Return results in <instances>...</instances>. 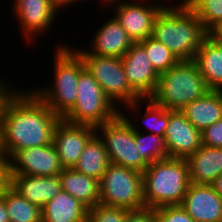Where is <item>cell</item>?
I'll list each match as a JSON object with an SVG mask.
<instances>
[{"label":"cell","instance_id":"83f0119b","mask_svg":"<svg viewBox=\"0 0 222 222\" xmlns=\"http://www.w3.org/2000/svg\"><path fill=\"white\" fill-rule=\"evenodd\" d=\"M139 43L145 48L149 61L159 74L168 71L179 61L164 44L152 36Z\"/></svg>","mask_w":222,"mask_h":222},{"label":"cell","instance_id":"603a6c76","mask_svg":"<svg viewBox=\"0 0 222 222\" xmlns=\"http://www.w3.org/2000/svg\"><path fill=\"white\" fill-rule=\"evenodd\" d=\"M88 208L68 192L61 190L42 208V222H85Z\"/></svg>","mask_w":222,"mask_h":222},{"label":"cell","instance_id":"e0dca14e","mask_svg":"<svg viewBox=\"0 0 222 222\" xmlns=\"http://www.w3.org/2000/svg\"><path fill=\"white\" fill-rule=\"evenodd\" d=\"M96 30L87 53L121 58L134 43L113 15Z\"/></svg>","mask_w":222,"mask_h":222},{"label":"cell","instance_id":"9c48e42d","mask_svg":"<svg viewBox=\"0 0 222 222\" xmlns=\"http://www.w3.org/2000/svg\"><path fill=\"white\" fill-rule=\"evenodd\" d=\"M95 131L107 149L111 163L144 172L148 164L135 145V131L120 113L114 119L95 127Z\"/></svg>","mask_w":222,"mask_h":222},{"label":"cell","instance_id":"836d02e7","mask_svg":"<svg viewBox=\"0 0 222 222\" xmlns=\"http://www.w3.org/2000/svg\"><path fill=\"white\" fill-rule=\"evenodd\" d=\"M10 187V173L7 164L0 163V198H3L5 191Z\"/></svg>","mask_w":222,"mask_h":222},{"label":"cell","instance_id":"d4e9b609","mask_svg":"<svg viewBox=\"0 0 222 222\" xmlns=\"http://www.w3.org/2000/svg\"><path fill=\"white\" fill-rule=\"evenodd\" d=\"M110 163L107 149L95 134L85 145L73 169L100 181Z\"/></svg>","mask_w":222,"mask_h":222},{"label":"cell","instance_id":"9a60e30c","mask_svg":"<svg viewBox=\"0 0 222 222\" xmlns=\"http://www.w3.org/2000/svg\"><path fill=\"white\" fill-rule=\"evenodd\" d=\"M169 157L186 159L202 145L201 131L197 130L181 110H169V124L165 135Z\"/></svg>","mask_w":222,"mask_h":222},{"label":"cell","instance_id":"8992f818","mask_svg":"<svg viewBox=\"0 0 222 222\" xmlns=\"http://www.w3.org/2000/svg\"><path fill=\"white\" fill-rule=\"evenodd\" d=\"M76 92L74 106L62 117L68 123L97 127L120 113L86 68L80 72Z\"/></svg>","mask_w":222,"mask_h":222},{"label":"cell","instance_id":"277c9868","mask_svg":"<svg viewBox=\"0 0 222 222\" xmlns=\"http://www.w3.org/2000/svg\"><path fill=\"white\" fill-rule=\"evenodd\" d=\"M56 47L52 84L49 83L50 85L43 88H33V91L62 118L76 102L77 81L85 66L81 56L73 47L70 48L65 43L61 45L58 43Z\"/></svg>","mask_w":222,"mask_h":222},{"label":"cell","instance_id":"52a82bcc","mask_svg":"<svg viewBox=\"0 0 222 222\" xmlns=\"http://www.w3.org/2000/svg\"><path fill=\"white\" fill-rule=\"evenodd\" d=\"M73 49L81 56L85 68L116 107L131 104L142 98L129 85L121 58L90 54L81 47Z\"/></svg>","mask_w":222,"mask_h":222},{"label":"cell","instance_id":"ba28073f","mask_svg":"<svg viewBox=\"0 0 222 222\" xmlns=\"http://www.w3.org/2000/svg\"><path fill=\"white\" fill-rule=\"evenodd\" d=\"M99 203L136 210L145 207L141 172L110 163L99 181Z\"/></svg>","mask_w":222,"mask_h":222},{"label":"cell","instance_id":"e575fe53","mask_svg":"<svg viewBox=\"0 0 222 222\" xmlns=\"http://www.w3.org/2000/svg\"><path fill=\"white\" fill-rule=\"evenodd\" d=\"M9 85L10 83L9 84H7V82L5 83L3 78L1 79L0 77V107L6 95L12 90L11 89L12 86Z\"/></svg>","mask_w":222,"mask_h":222},{"label":"cell","instance_id":"d6986e66","mask_svg":"<svg viewBox=\"0 0 222 222\" xmlns=\"http://www.w3.org/2000/svg\"><path fill=\"white\" fill-rule=\"evenodd\" d=\"M189 180L192 184L210 185L222 174V148L201 145L186 158Z\"/></svg>","mask_w":222,"mask_h":222},{"label":"cell","instance_id":"cb8c5ba5","mask_svg":"<svg viewBox=\"0 0 222 222\" xmlns=\"http://www.w3.org/2000/svg\"><path fill=\"white\" fill-rule=\"evenodd\" d=\"M62 190L71 194L87 208L99 203V180L79 173L73 168L63 169L59 174Z\"/></svg>","mask_w":222,"mask_h":222},{"label":"cell","instance_id":"74e56055","mask_svg":"<svg viewBox=\"0 0 222 222\" xmlns=\"http://www.w3.org/2000/svg\"><path fill=\"white\" fill-rule=\"evenodd\" d=\"M210 185L217 194L222 197V174H220Z\"/></svg>","mask_w":222,"mask_h":222},{"label":"cell","instance_id":"4dcf8cb0","mask_svg":"<svg viewBox=\"0 0 222 222\" xmlns=\"http://www.w3.org/2000/svg\"><path fill=\"white\" fill-rule=\"evenodd\" d=\"M155 222H195L180 206H162L155 208Z\"/></svg>","mask_w":222,"mask_h":222},{"label":"cell","instance_id":"f1b7e54d","mask_svg":"<svg viewBox=\"0 0 222 222\" xmlns=\"http://www.w3.org/2000/svg\"><path fill=\"white\" fill-rule=\"evenodd\" d=\"M147 108L144 115L141 114V123L148 127V132L155 135H165L167 126L169 124V109L164 106L156 104L150 97L147 98ZM151 131V132H150Z\"/></svg>","mask_w":222,"mask_h":222},{"label":"cell","instance_id":"ffe728a7","mask_svg":"<svg viewBox=\"0 0 222 222\" xmlns=\"http://www.w3.org/2000/svg\"><path fill=\"white\" fill-rule=\"evenodd\" d=\"M145 102H147V98H140L139 100L131 104L124 105L126 107L124 109H127V110L130 109L129 115H131V113L133 115L137 111V113L135 114L136 116L133 115L134 117H132L133 119L135 118V120H133L130 116L127 117L126 113L124 114L121 109H120L121 111L120 114L128 121V123L132 126L133 130L135 131V145L137 147V150L139 151V154L142 157V159L149 165L157 160L166 159L169 157V155L167 153L165 138L163 136L155 135L153 133L142 134L140 129H138L135 125L136 118L141 117L140 114L142 113L141 112L142 110L140 108L142 106L140 105H143L141 103H145Z\"/></svg>","mask_w":222,"mask_h":222},{"label":"cell","instance_id":"8d00e7d4","mask_svg":"<svg viewBox=\"0 0 222 222\" xmlns=\"http://www.w3.org/2000/svg\"><path fill=\"white\" fill-rule=\"evenodd\" d=\"M78 1L81 2L83 0H54L55 4L59 10H62V8L64 9L65 7L70 6L71 4H74L75 2L79 3ZM90 1H92V0H90ZM102 1H104V2H102L104 4V3H106L107 0H102Z\"/></svg>","mask_w":222,"mask_h":222},{"label":"cell","instance_id":"3957f363","mask_svg":"<svg viewBox=\"0 0 222 222\" xmlns=\"http://www.w3.org/2000/svg\"><path fill=\"white\" fill-rule=\"evenodd\" d=\"M143 175L145 207L180 205L190 184L186 159L168 157L149 164Z\"/></svg>","mask_w":222,"mask_h":222},{"label":"cell","instance_id":"f35d334b","mask_svg":"<svg viewBox=\"0 0 222 222\" xmlns=\"http://www.w3.org/2000/svg\"><path fill=\"white\" fill-rule=\"evenodd\" d=\"M210 35L213 36L218 42L222 43V22L210 32Z\"/></svg>","mask_w":222,"mask_h":222},{"label":"cell","instance_id":"6da1fadb","mask_svg":"<svg viewBox=\"0 0 222 222\" xmlns=\"http://www.w3.org/2000/svg\"><path fill=\"white\" fill-rule=\"evenodd\" d=\"M13 88L0 107V156L4 163L22 149L51 144L62 119L32 88Z\"/></svg>","mask_w":222,"mask_h":222},{"label":"cell","instance_id":"5b68a950","mask_svg":"<svg viewBox=\"0 0 222 222\" xmlns=\"http://www.w3.org/2000/svg\"><path fill=\"white\" fill-rule=\"evenodd\" d=\"M211 89L194 60H179L168 71L160 73L150 98L169 110H181Z\"/></svg>","mask_w":222,"mask_h":222},{"label":"cell","instance_id":"1f68e13d","mask_svg":"<svg viewBox=\"0 0 222 222\" xmlns=\"http://www.w3.org/2000/svg\"><path fill=\"white\" fill-rule=\"evenodd\" d=\"M202 145L222 148V119L201 132Z\"/></svg>","mask_w":222,"mask_h":222},{"label":"cell","instance_id":"d6a6232c","mask_svg":"<svg viewBox=\"0 0 222 222\" xmlns=\"http://www.w3.org/2000/svg\"><path fill=\"white\" fill-rule=\"evenodd\" d=\"M126 222H155V209L143 207L136 210H130Z\"/></svg>","mask_w":222,"mask_h":222},{"label":"cell","instance_id":"4316f807","mask_svg":"<svg viewBox=\"0 0 222 222\" xmlns=\"http://www.w3.org/2000/svg\"><path fill=\"white\" fill-rule=\"evenodd\" d=\"M184 3L209 33L222 22V0H186Z\"/></svg>","mask_w":222,"mask_h":222},{"label":"cell","instance_id":"ac0fdd59","mask_svg":"<svg viewBox=\"0 0 222 222\" xmlns=\"http://www.w3.org/2000/svg\"><path fill=\"white\" fill-rule=\"evenodd\" d=\"M10 186L40 208L62 190L59 175H10Z\"/></svg>","mask_w":222,"mask_h":222},{"label":"cell","instance_id":"8fae6325","mask_svg":"<svg viewBox=\"0 0 222 222\" xmlns=\"http://www.w3.org/2000/svg\"><path fill=\"white\" fill-rule=\"evenodd\" d=\"M13 3L12 14L22 30L23 40L29 43L39 35L49 33L52 24H56L55 18L61 12L54 0H13Z\"/></svg>","mask_w":222,"mask_h":222},{"label":"cell","instance_id":"7402d4cb","mask_svg":"<svg viewBox=\"0 0 222 222\" xmlns=\"http://www.w3.org/2000/svg\"><path fill=\"white\" fill-rule=\"evenodd\" d=\"M194 61L211 90H222V43L210 34L197 50Z\"/></svg>","mask_w":222,"mask_h":222},{"label":"cell","instance_id":"30bf717a","mask_svg":"<svg viewBox=\"0 0 222 222\" xmlns=\"http://www.w3.org/2000/svg\"><path fill=\"white\" fill-rule=\"evenodd\" d=\"M151 2L146 3L145 0H133L132 2L126 0L106 1L108 6L113 5V8H115L113 16L133 42H140L152 36L154 21L160 11L167 5L166 2L164 4Z\"/></svg>","mask_w":222,"mask_h":222},{"label":"cell","instance_id":"f546056e","mask_svg":"<svg viewBox=\"0 0 222 222\" xmlns=\"http://www.w3.org/2000/svg\"><path fill=\"white\" fill-rule=\"evenodd\" d=\"M127 208L107 206L102 203L96 204L87 210L88 222H126Z\"/></svg>","mask_w":222,"mask_h":222},{"label":"cell","instance_id":"d590c367","mask_svg":"<svg viewBox=\"0 0 222 222\" xmlns=\"http://www.w3.org/2000/svg\"><path fill=\"white\" fill-rule=\"evenodd\" d=\"M0 222H10L4 198H0Z\"/></svg>","mask_w":222,"mask_h":222},{"label":"cell","instance_id":"7c38bea8","mask_svg":"<svg viewBox=\"0 0 222 222\" xmlns=\"http://www.w3.org/2000/svg\"><path fill=\"white\" fill-rule=\"evenodd\" d=\"M6 164L10 175L53 176L64 169L53 142L22 149Z\"/></svg>","mask_w":222,"mask_h":222},{"label":"cell","instance_id":"5bb4252c","mask_svg":"<svg viewBox=\"0 0 222 222\" xmlns=\"http://www.w3.org/2000/svg\"><path fill=\"white\" fill-rule=\"evenodd\" d=\"M95 127L68 123L61 119L56 125L53 144L64 169L74 168L85 145L96 134Z\"/></svg>","mask_w":222,"mask_h":222},{"label":"cell","instance_id":"484cf974","mask_svg":"<svg viewBox=\"0 0 222 222\" xmlns=\"http://www.w3.org/2000/svg\"><path fill=\"white\" fill-rule=\"evenodd\" d=\"M10 222H42L41 208L21 196L11 186L4 193Z\"/></svg>","mask_w":222,"mask_h":222},{"label":"cell","instance_id":"2e32d148","mask_svg":"<svg viewBox=\"0 0 222 222\" xmlns=\"http://www.w3.org/2000/svg\"><path fill=\"white\" fill-rule=\"evenodd\" d=\"M180 206L195 222H222V197L211 185L190 183Z\"/></svg>","mask_w":222,"mask_h":222},{"label":"cell","instance_id":"7a4b0ae2","mask_svg":"<svg viewBox=\"0 0 222 222\" xmlns=\"http://www.w3.org/2000/svg\"><path fill=\"white\" fill-rule=\"evenodd\" d=\"M171 4L173 2L157 15L152 37L164 44L178 60H194L197 50L210 33L184 2Z\"/></svg>","mask_w":222,"mask_h":222},{"label":"cell","instance_id":"4fadbf2b","mask_svg":"<svg viewBox=\"0 0 222 222\" xmlns=\"http://www.w3.org/2000/svg\"><path fill=\"white\" fill-rule=\"evenodd\" d=\"M121 60L129 85L142 98L150 97L156 90L160 74L149 61L145 48L134 42Z\"/></svg>","mask_w":222,"mask_h":222},{"label":"cell","instance_id":"44dd1931","mask_svg":"<svg viewBox=\"0 0 222 222\" xmlns=\"http://www.w3.org/2000/svg\"><path fill=\"white\" fill-rule=\"evenodd\" d=\"M181 112L199 131L222 119V90H210L200 98L188 103Z\"/></svg>","mask_w":222,"mask_h":222}]
</instances>
